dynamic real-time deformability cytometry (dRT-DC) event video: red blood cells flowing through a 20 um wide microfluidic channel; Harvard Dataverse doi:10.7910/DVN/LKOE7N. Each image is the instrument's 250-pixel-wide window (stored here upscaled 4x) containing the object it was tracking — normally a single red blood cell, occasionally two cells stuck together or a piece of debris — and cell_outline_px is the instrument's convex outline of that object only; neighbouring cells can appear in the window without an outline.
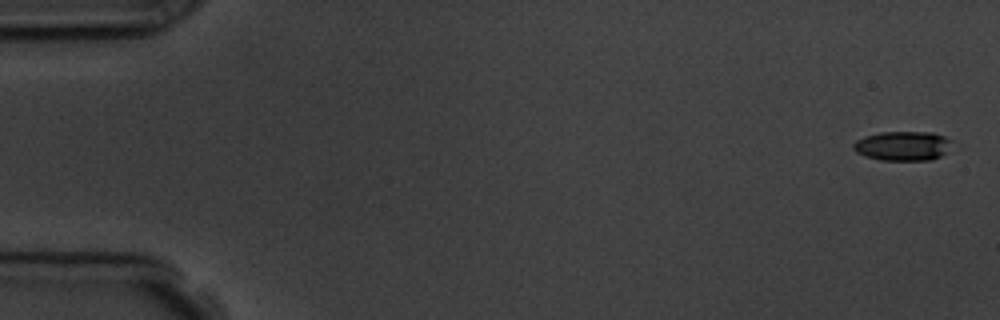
{"species": "common noctule bat (a hibernating species)", "species_latin": "Nyctalus noctula", "temperature_condition": "room temperature", "stored_images_in_passage": 7, "camera_frame_rate_fps": 3000, "um_per_image_px": 0.085, "animal": {"sex": "male", "body_mass_g": 19.5, "forearm_length_mm": 54.6}, "frame": {"image": 1, "passage_image": 1, "time_ms": 0.0, "image_size_px": [1000, 320], "cell_outline_px": [[948, 140], [944, 152], [940, 156], [928, 160], [880, 160], [864, 156], [856, 152], [852, 148], [852, 144], [856, 140], [864, 136], [880, 132], [932, 132], [944, 136]], "centroid_in_image_um": [76.61, 12.4], "position_along_channel_um": 8.4, "area_um2": 16.59}}
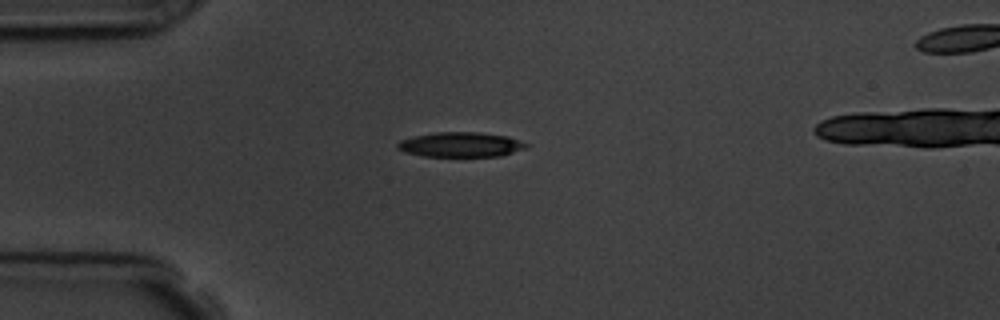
{"frame": {"image": 2, "passage_image": 5, "time_ms": 4.333, "image_size_px": [1000, 320], "cell_outline_px": [[528, 148], [500, 156], [424, 156], [404, 152], [396, 148], [396, 144], [400, 140], [412, 136], [436, 132], [480, 132], [508, 136], [528, 144]], "centroid_in_image_um": [39.14, 12.28], "position_along_channel_um": 45.9, "area_um2": 18.73}}